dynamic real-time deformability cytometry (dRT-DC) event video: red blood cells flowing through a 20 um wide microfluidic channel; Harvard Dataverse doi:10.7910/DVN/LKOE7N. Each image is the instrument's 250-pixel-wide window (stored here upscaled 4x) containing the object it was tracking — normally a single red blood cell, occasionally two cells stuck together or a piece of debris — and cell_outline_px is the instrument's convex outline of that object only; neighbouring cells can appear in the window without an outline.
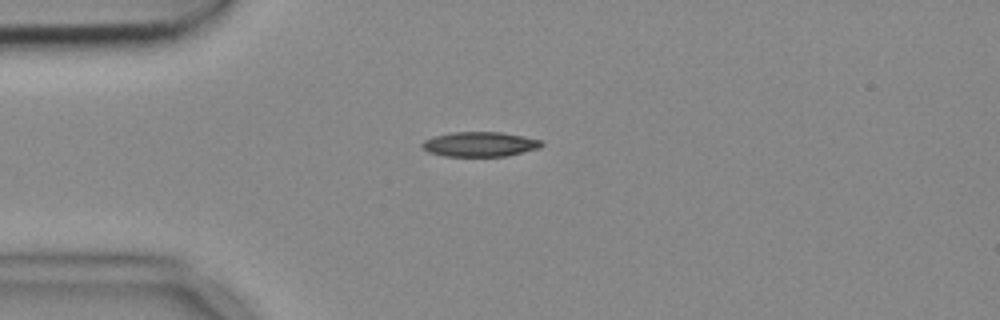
{"species": "common noctule bat (a hibernating species)", "species_latin": "Nyctalus noctula", "temperature_condition": "cold", "stored_images_in_passage": 42, "camera_frame_rate_fps": 3000, "um_per_image_px": 0.085, "animal": {"sex": "female", "body_mass_g": 18.4}, "frame": {"image": 1, "passage_image": 1, "time_ms": 0.0, "image_size_px": [1000, 320], "cell_outline_px": [[544, 144], [540, 148], [508, 156], [444, 156], [428, 152], [420, 144], [424, 140], [436, 136], [452, 132], [500, 132], [524, 136], [540, 140]], "centroid_in_image_um": [40.81, 12.26], "position_along_channel_um": 44.2, "area_um2": 17.22}}
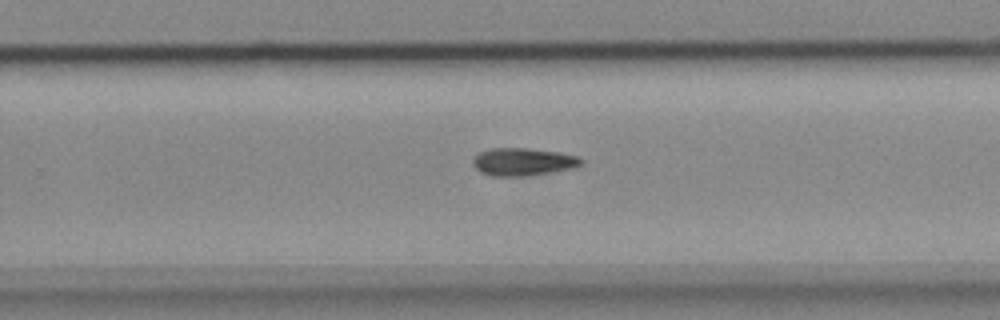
{"frame": {"image": 2, "passage_image": 22, "time_ms": 7.0, "image_size_px": [1000, 320], "cell_outline_px": [[584, 164], [572, 168], [548, 172], [520, 176], [492, 176], [480, 172], [472, 164], [472, 160], [480, 152], [492, 148], [528, 148], [560, 152], [576, 156], [584, 160]], "centroid_in_image_um": [44.45, 13.74], "position_along_channel_um": 285.3, "area_um2": 17.34}}
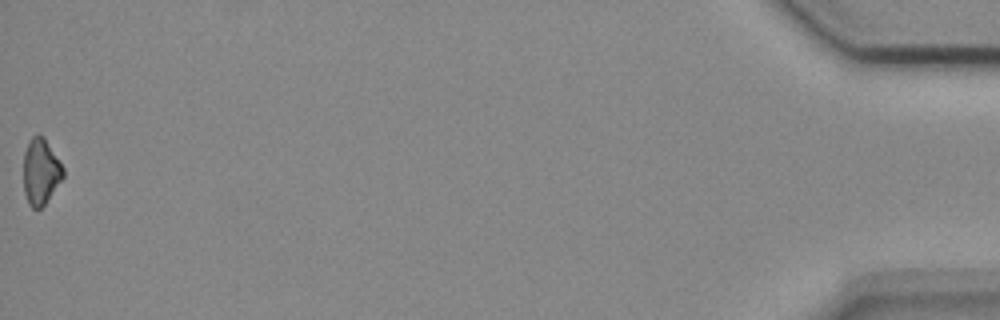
{"frame": {"image": 3, "passage_image": 42, "time_ms": 13.667, "image_size_px": [1000, 320], "cell_outline_px": [[64, 176], [44, 204], [40, 208], [32, 208], [28, 204], [24, 192], [24, 152], [32, 136], [44, 136], [64, 168]], "centroid_in_image_um": [3.46, 14.59], "position_along_channel_um": 431.7, "area_um2": 15.03}, "authors_computed_cell_mechanics": {"area_um2": 16.8776, "velocity_mm_per_s": 3.7, "shape_relaxation_time_tau1_ms": 8.9559, "shape_relaxation_time_tau2_ms": null, "deformation_change_tau1": 0.1549, "deformation_change_tau2": null}}